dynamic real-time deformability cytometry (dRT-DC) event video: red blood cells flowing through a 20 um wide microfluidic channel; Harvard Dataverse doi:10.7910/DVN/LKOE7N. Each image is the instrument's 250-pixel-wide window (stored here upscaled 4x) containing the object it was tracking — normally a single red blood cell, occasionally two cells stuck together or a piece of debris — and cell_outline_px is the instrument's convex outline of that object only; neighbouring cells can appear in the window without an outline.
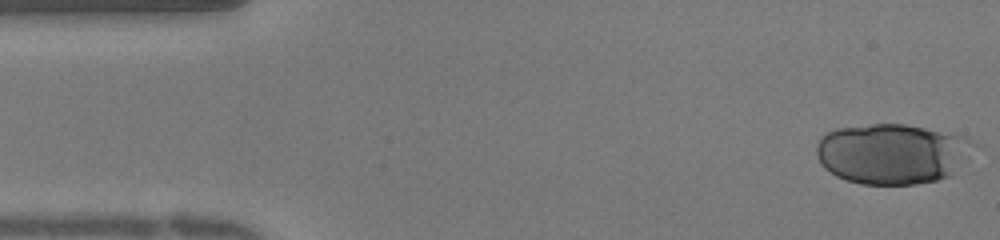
{"species": "human", "species_latin": "Homo sapiens", "temperature_condition": "warm", "stored_images_in_passage": 15, "camera_frame_rate_fps": 3000, "um_per_image_px": 0.085, "donor": {"sex": "female"}, "frame": {"image": 1, "passage_image": 1, "time_ms": 0.0, "image_size_px": [1000, 240], "cell_outline_px": [[980, 144], [948, 176], [936, 180], [916, 184], [860, 184], [844, 180], [836, 176], [824, 168], [820, 164], [816, 152], [816, 144], [820, 136], [836, 128], [872, 124], [904, 124], [968, 136]], "centroid_in_image_um": [75.83, 13.05], "position_along_channel_um": 9.2, "area_um2": 55.78}}
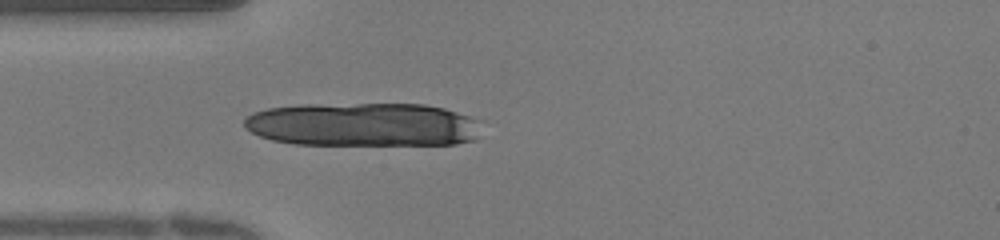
{"frame": {"image": 2, "passage_image": 10, "time_ms": 3.0, "image_size_px": [1000, 240], "cell_outline_px": [[484, 120], [476, 140], [456, 144], [296, 144], [272, 140], [260, 136], [244, 128], [244, 120], [252, 112], [268, 108], [300, 104], [424, 104], [444, 108]], "centroid_in_image_um": [30.92, 10.58], "position_along_channel_um": 54.1, "area_um2": 60.98}}